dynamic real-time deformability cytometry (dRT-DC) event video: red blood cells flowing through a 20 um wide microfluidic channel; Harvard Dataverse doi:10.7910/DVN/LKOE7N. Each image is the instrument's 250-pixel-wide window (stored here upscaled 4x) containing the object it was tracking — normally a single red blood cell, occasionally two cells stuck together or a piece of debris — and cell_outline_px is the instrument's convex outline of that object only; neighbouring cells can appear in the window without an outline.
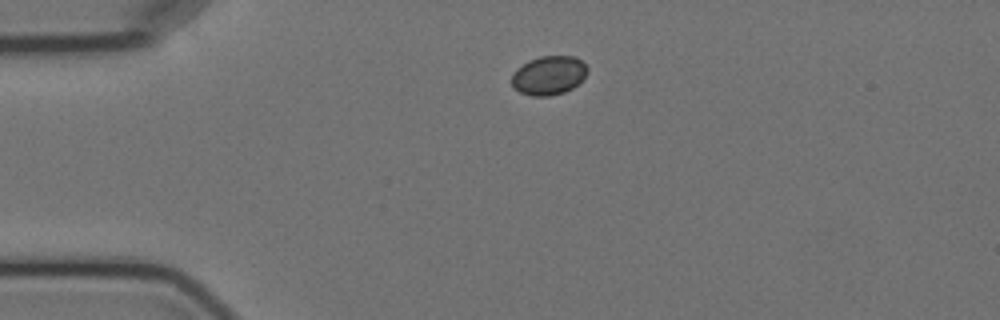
{"species": "Egyptian fruit bat (a non-hibernating species)", "species_latin": "Rousettus aegyptiacus", "temperature_condition": "cold", "stored_images_in_passage": 2, "camera_frame_rate_fps": 3000, "um_per_image_px": 0.085, "animal": {"sex": "female"}, "frame": {"image": 1, "passage_image": 1, "time_ms": 0.0, "image_size_px": [1000, 320], "cell_outline_px": [[588, 72], [572, 88], [564, 92], [548, 96], [532, 96], [520, 92], [512, 88], [512, 76], [516, 68], [528, 60], [540, 56], [576, 56], [588, 68]], "centroid_in_image_um": [46.61, 6.4], "position_along_channel_um": 38.4, "area_um2": 17.17}}